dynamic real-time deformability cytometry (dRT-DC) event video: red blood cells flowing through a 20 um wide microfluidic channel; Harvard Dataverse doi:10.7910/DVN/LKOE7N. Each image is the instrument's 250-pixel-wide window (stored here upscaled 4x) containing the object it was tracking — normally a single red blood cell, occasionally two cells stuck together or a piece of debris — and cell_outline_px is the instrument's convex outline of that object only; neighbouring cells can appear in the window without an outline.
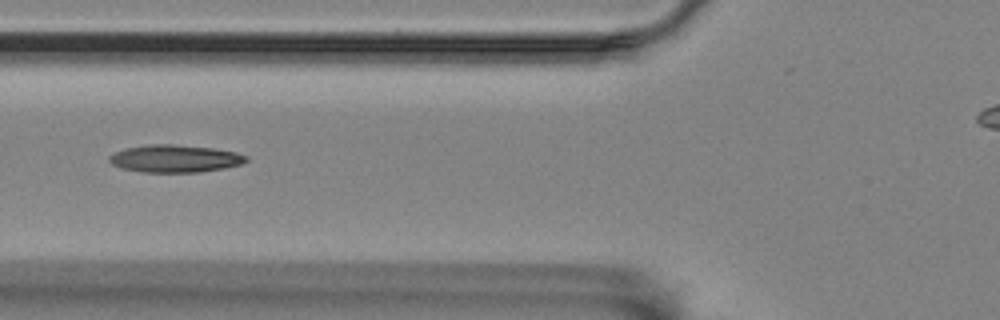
{"species": "Egyptian fruit bat (a non-hibernating species)", "species_latin": "Rousettus aegyptiacus", "temperature_condition": "room temperature", "stored_images_in_passage": 16, "camera_frame_rate_fps": 3000, "um_per_image_px": 0.085, "animal": {"sex": "female"}, "frame": {"image": 1, "passage_image": 6, "time_ms": 6.667, "image_size_px": [1000, 320], "cell_outline_px": [[248, 160], [240, 164], [224, 168], [200, 172], [144, 172], [120, 168], [112, 164], [108, 160], [108, 156], [116, 152], [128, 148], [148, 144], [172, 144], [212, 148], [236, 152], [248, 156]], "centroid_in_image_um": [14.87, 13.48], "position_along_channel_um": 110.9, "area_um2": 21.85}}
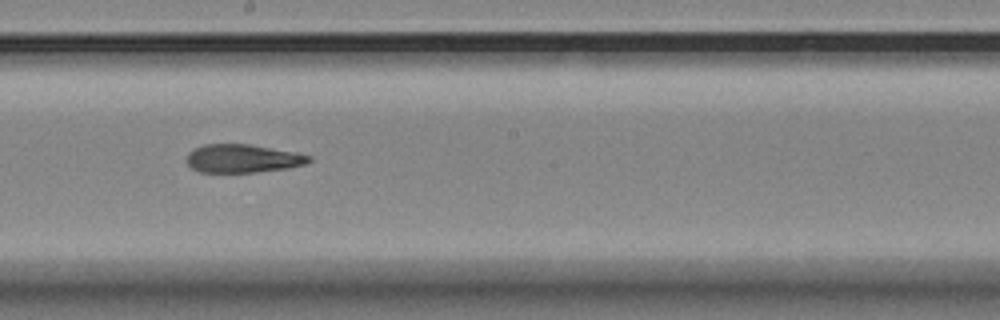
{"frame": {"image": 2, "passage_image": 9, "time_ms": 10.0, "image_size_px": [1000, 320], "cell_outline_px": [[312, 160], [304, 164], [288, 168], [256, 172], [200, 172], [192, 168], [184, 160], [188, 152], [192, 148], [204, 144], [248, 144], [292, 152], [312, 156]], "centroid_in_image_um": [20.56, 13.47], "position_along_channel_um": 227.6, "area_um2": 20.17}}
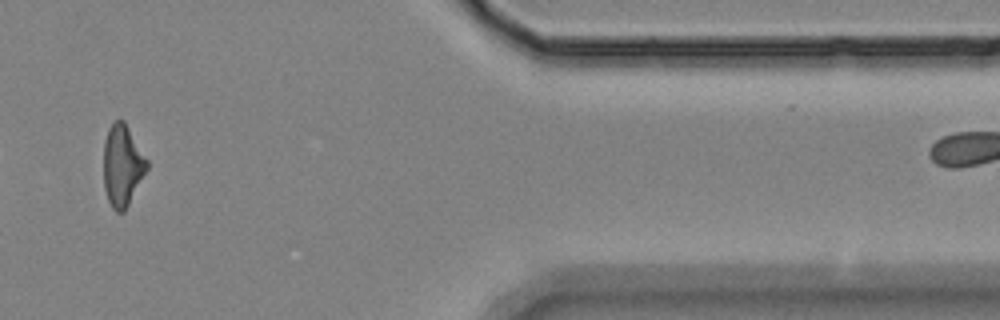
{"frame": {"image": 3, "passage_image": 14, "time_ms": 16.0, "image_size_px": [1000, 320], "cell_outline_px": [[148, 168], [124, 212], [116, 212], [112, 208], [108, 200], [104, 188], [104, 140], [108, 128], [116, 120], [124, 120], [148, 160]], "centroid_in_image_um": [10.4, 14.06], "position_along_channel_um": 401.0, "area_um2": 20.52}, "authors_computed_cell_mechanics": {"area_um2": 21.386, "velocity_mm_per_s": 3.5032, "shape_relaxation_time_tau1_ms": null, "shape_relaxation_time_tau2_ms": 3.5659, "deformation_change_tau1": null, "deformation_change_tau2": 0.1249}}